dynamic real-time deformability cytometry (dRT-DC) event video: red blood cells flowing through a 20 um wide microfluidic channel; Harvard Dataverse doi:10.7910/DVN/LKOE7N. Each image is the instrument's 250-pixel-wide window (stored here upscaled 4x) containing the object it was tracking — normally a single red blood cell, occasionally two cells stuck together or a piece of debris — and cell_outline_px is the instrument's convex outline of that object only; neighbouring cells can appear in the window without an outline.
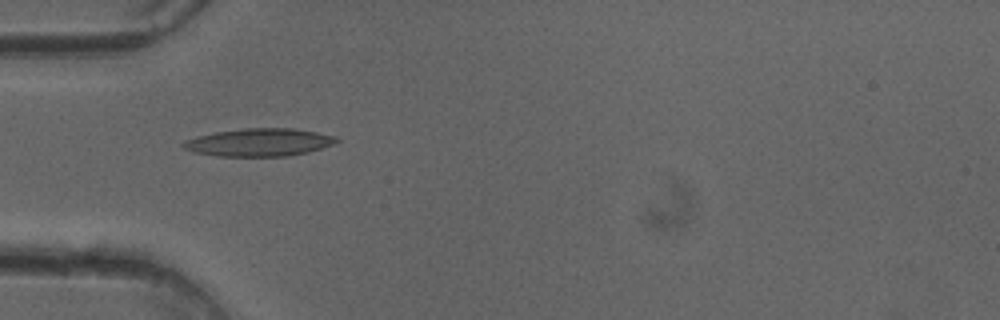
{"species": "common noctule bat (a hibernating species)", "species_latin": "Nyctalus noctula", "temperature_condition": "cold", "stored_images_in_passage": 38, "camera_frame_rate_fps": 3000, "um_per_image_px": 0.085, "animal": {"sex": "female"}, "frame": {"image": 1, "passage_image": 4, "time_ms": 1.0, "image_size_px": [1000, 320], "cell_outline_px": [[340, 140], [336, 144], [308, 152], [288, 156], [216, 156], [192, 152], [184, 148], [180, 144], [184, 140], [196, 136], [216, 132], [244, 128], [296, 128], [336, 136]], "centroid_in_image_um": [22.03, 12.1], "position_along_channel_um": 63.0, "area_um2": 25.09}}
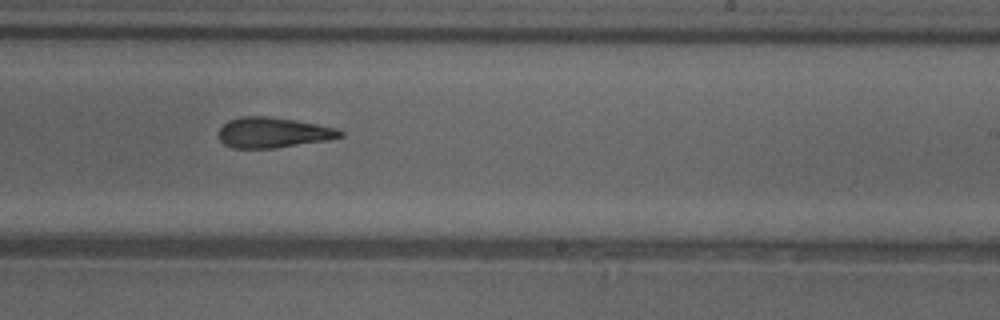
{"frame": {"image": 2, "passage_image": 19, "time_ms": 6.0, "image_size_px": [1000, 320], "cell_outline_px": [[344, 136], [328, 140], [276, 148], [232, 148], [224, 144], [216, 136], [216, 132], [228, 120], [244, 116], [268, 116], [316, 124], [336, 128], [344, 132]], "centroid_in_image_um": [23.17, 11.28], "position_along_channel_um": 265.8, "area_um2": 21.62}}
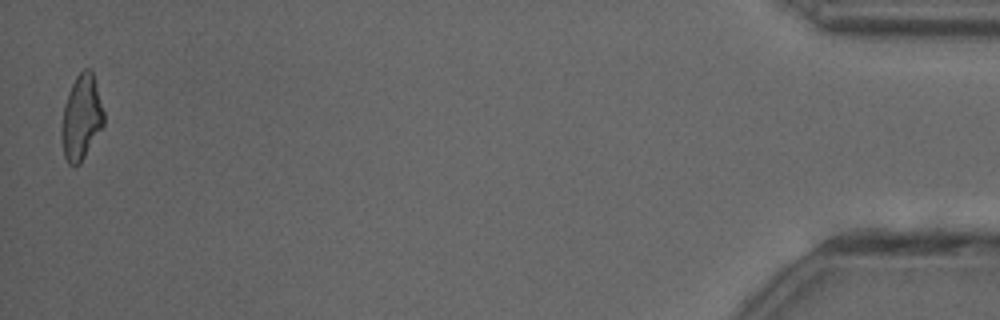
{"frame": {"image": 3, "passage_image": 38, "time_ms": 12.333, "image_size_px": [1000, 320], "cell_outline_px": [[104, 124], [80, 164], [68, 164], [64, 156], [60, 140], [60, 128], [64, 104], [68, 92], [76, 76], [84, 68], [88, 68], [92, 72], [104, 112]], "centroid_in_image_um": [6.88, 10.01], "position_along_channel_um": 428.3, "area_um2": 20.92}, "authors_computed_cell_mechanics": {"area_um2": 21.7906, "velocity_mm_per_s": 4.0794, "shape_relaxation_time_tau1_ms": null, "shape_relaxation_time_tau2_ms": 7.68, "deformation_change_tau1": null, "deformation_change_tau2": 0.2245}}